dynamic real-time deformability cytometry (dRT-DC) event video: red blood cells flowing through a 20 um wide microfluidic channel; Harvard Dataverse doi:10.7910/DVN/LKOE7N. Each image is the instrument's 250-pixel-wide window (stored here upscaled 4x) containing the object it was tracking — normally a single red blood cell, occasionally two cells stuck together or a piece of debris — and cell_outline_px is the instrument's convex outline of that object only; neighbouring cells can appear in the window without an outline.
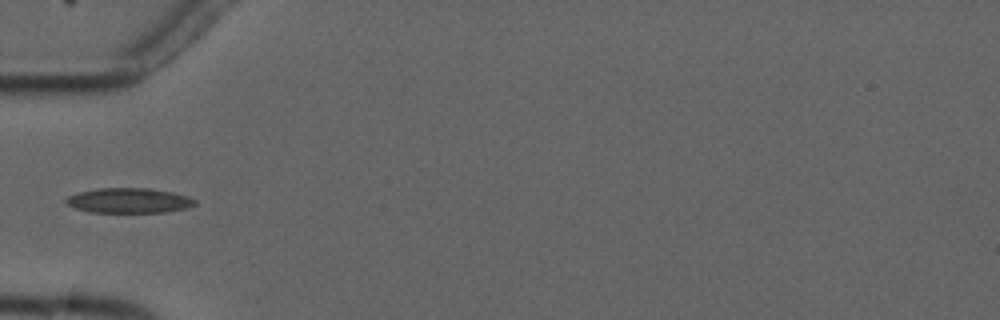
{"species": "common noctule bat (a hibernating species)", "species_latin": "Nyctalus noctula", "temperature_condition": "cold", "stored_images_in_passage": 5, "camera_frame_rate_fps": 3000, "um_per_image_px": 0.085, "animal": {"sex": "male", "forearm_length_mm": 52.5}, "frame": {"image": 1, "passage_image": 5, "time_ms": 5.333, "image_size_px": [1000, 320], "cell_outline_px": [[196, 204], [188, 208], [164, 212], [88, 212], [76, 208], [68, 204], [64, 200], [68, 196], [76, 192], [100, 188], [148, 188], [172, 192], [188, 196], [196, 200]], "centroid_in_image_um": [10.96, 17.04], "position_along_channel_um": 74.0, "area_um2": 18.79}}